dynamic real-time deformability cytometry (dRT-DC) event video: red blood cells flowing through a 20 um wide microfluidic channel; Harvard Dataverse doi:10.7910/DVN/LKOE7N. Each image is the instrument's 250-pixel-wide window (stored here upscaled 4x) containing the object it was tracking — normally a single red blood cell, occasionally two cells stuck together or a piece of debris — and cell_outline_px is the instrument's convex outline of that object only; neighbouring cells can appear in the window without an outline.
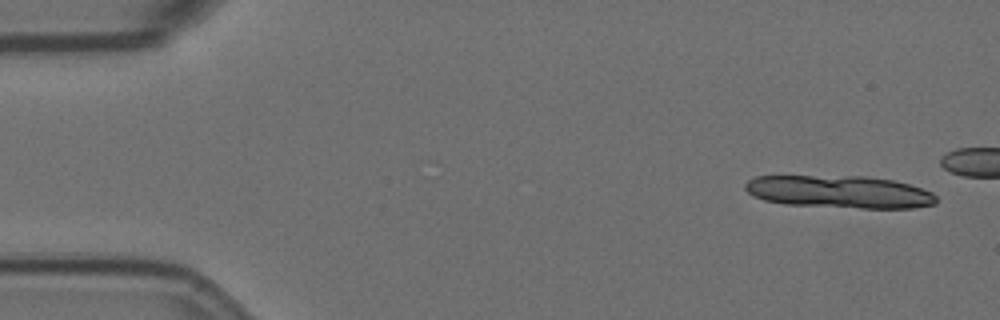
{"species": "Egyptian fruit bat (a non-hibernating species)", "species_latin": "Rousettus aegyptiacus", "temperature_condition": "room temperature", "stored_images_in_passage": 13, "camera_frame_rate_fps": 3000, "um_per_image_px": 0.085, "animal": {"sex": "female"}, "frame": {"image": 1, "passage_image": 3, "time_ms": 0.667, "image_size_px": [1000, 320], "cell_outline_px": [[936, 204], [912, 208], [860, 208], [784, 204], [764, 200], [752, 196], [744, 188], [744, 184], [748, 180], [756, 176], [868, 176], [892, 180], [908, 184], [932, 192], [936, 196]], "centroid_in_image_um": [71.33, 16.3], "position_along_channel_um": 13.7, "area_um2": 36.36}}